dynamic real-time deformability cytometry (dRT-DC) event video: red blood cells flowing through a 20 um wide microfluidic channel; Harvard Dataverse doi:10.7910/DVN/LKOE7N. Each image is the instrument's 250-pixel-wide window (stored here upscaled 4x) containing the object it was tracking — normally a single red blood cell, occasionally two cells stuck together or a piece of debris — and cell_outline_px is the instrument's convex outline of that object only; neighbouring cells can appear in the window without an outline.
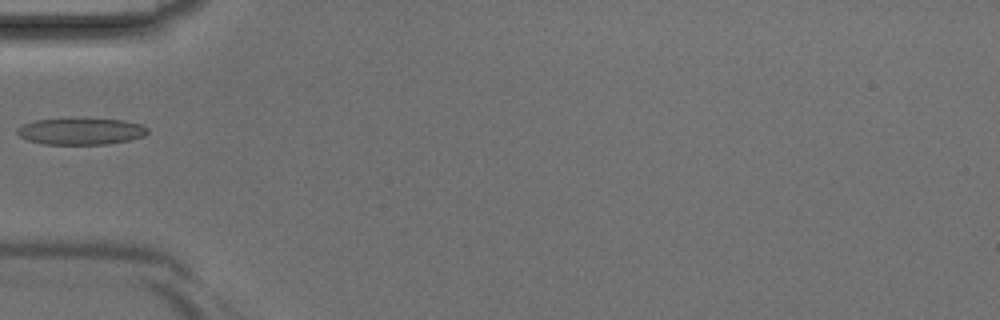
{"species": "Egyptian fruit bat (a non-hibernating species)", "species_latin": "Rousettus aegyptiacus", "temperature_condition": "room temperature", "stored_images_in_passage": 4, "camera_frame_rate_fps": 3000, "um_per_image_px": 0.085, "animal": {"sex": "male"}, "frame": {"image": 1, "passage_image": 4, "time_ms": 1.0, "image_size_px": [1000, 320], "cell_outline_px": [[148, 132], [144, 136], [128, 140], [108, 144], [44, 144], [28, 140], [20, 136], [16, 132], [16, 128], [24, 124], [36, 120], [68, 116], [72, 116], [124, 120], [140, 124], [148, 128]], "centroid_in_image_um": [6.86, 11.11], "position_along_channel_um": 78.1, "area_um2": 20.98}}